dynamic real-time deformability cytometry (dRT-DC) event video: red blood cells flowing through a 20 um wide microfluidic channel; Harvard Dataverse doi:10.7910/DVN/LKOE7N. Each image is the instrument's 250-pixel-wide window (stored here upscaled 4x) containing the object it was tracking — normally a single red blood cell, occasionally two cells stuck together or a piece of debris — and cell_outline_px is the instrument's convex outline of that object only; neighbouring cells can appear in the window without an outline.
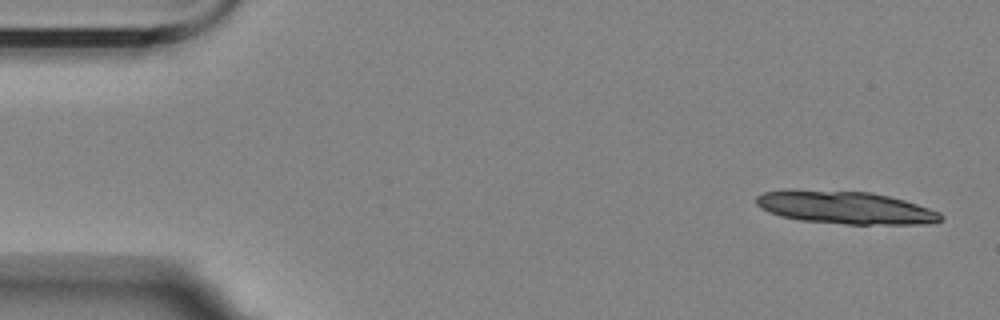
{"species": "Egyptian fruit bat (a non-hibernating species)", "species_latin": "Rousettus aegyptiacus", "temperature_condition": "room temperature", "stored_images_in_passage": 6, "camera_frame_rate_fps": 3000, "um_per_image_px": 0.085, "animal": {"sex": "female"}, "frame": {"image": 1, "passage_image": 1, "time_ms": 0.0, "image_size_px": [1000, 320], "cell_outline_px": [[944, 220], [936, 224], [844, 224], [800, 220], [780, 216], [768, 212], [760, 208], [756, 204], [756, 196], [764, 192], [784, 188], [796, 188], [872, 192], [904, 200], [940, 212], [944, 216]], "centroid_in_image_um": [71.82, 17.62], "position_along_channel_um": 13.2, "area_um2": 36.07}}